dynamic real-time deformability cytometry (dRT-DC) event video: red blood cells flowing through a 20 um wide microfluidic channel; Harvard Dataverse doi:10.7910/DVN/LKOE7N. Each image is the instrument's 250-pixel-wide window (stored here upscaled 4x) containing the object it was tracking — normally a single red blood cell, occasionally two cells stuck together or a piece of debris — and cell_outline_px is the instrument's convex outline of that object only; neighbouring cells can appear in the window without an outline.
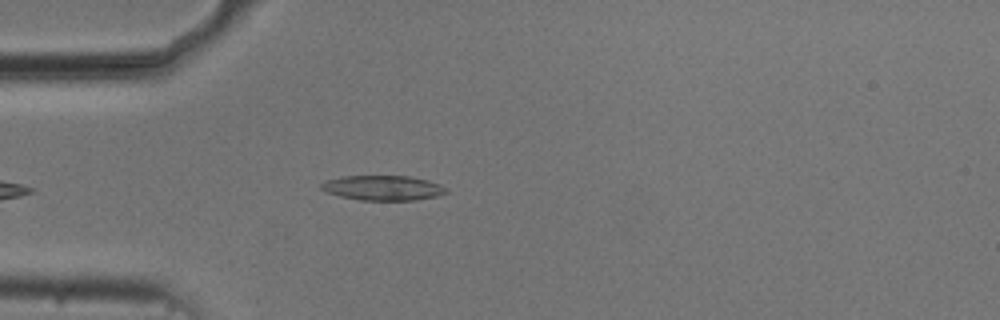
{"species": "common noctule bat (a hibernating species)", "species_latin": "Nyctalus noctula", "temperature_condition": "cold", "stored_images_in_passage": 26, "camera_frame_rate_fps": 3000, "um_per_image_px": 0.085, "animal": {"sex": "male", "body_mass_g": 20.5, "forearm_length_mm": 52.5}, "frame": {"image": 1, "passage_image": 2, "time_ms": 0.333, "image_size_px": [1000, 320], "cell_outline_px": [[448, 192], [436, 196], [416, 200], [360, 200], [340, 196], [328, 192], [320, 188], [320, 184], [328, 180], [344, 176], [408, 176], [428, 180], [440, 184]], "centroid_in_image_um": [32.55, 15.97], "position_along_channel_um": 52.4, "area_um2": 17.92}}
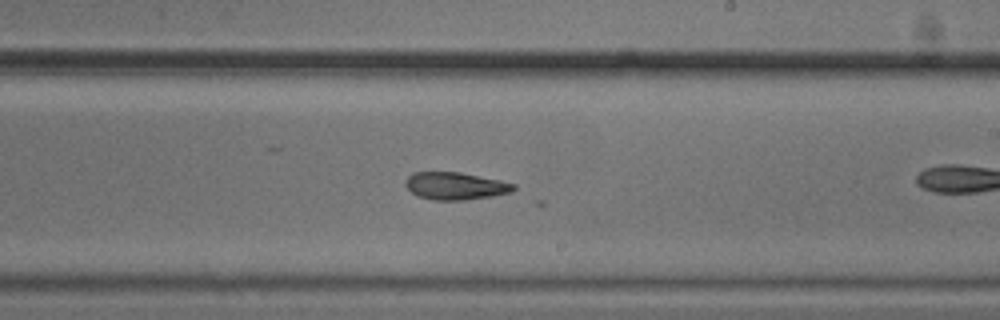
{"frame": {"image": 2, "passage_image": 15, "time_ms": 4.667, "image_size_px": [1000, 320], "cell_outline_px": [[516, 188], [512, 192], [492, 196], [464, 200], [432, 200], [416, 196], [404, 184], [404, 180], [412, 172], [460, 172], [500, 180], [516, 184]], "centroid_in_image_um": [38.69, 15.8], "position_along_channel_um": 250.3, "area_um2": 17.46}}
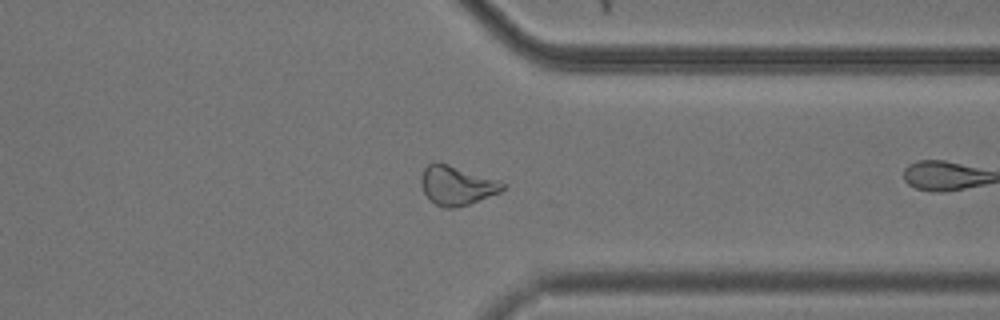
{"frame": {"image": 3, "passage_image": 25, "time_ms": 8.0, "image_size_px": [1000, 320], "cell_outline_px": [[508, 184], [500, 192], [468, 204], [452, 208], [440, 208], [424, 192], [420, 184], [420, 180], [424, 168], [432, 160], [448, 164]], "centroid_in_image_um": [38.79, 15.75], "position_along_channel_um": 372.6, "area_um2": 18.38}}